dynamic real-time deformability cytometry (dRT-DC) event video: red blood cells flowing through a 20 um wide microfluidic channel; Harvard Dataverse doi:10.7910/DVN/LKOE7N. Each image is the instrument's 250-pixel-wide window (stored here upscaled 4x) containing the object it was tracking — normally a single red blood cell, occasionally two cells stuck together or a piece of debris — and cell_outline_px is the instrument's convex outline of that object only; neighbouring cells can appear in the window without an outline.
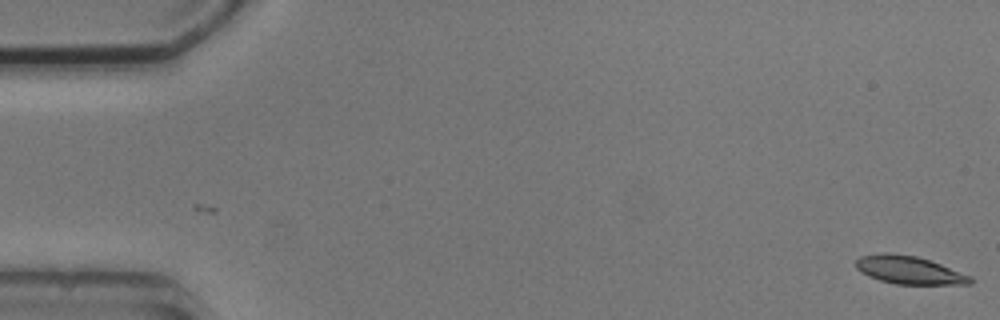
{"species": "common noctule bat (a hibernating species)", "species_latin": "Nyctalus noctula", "temperature_condition": "cold", "stored_images_in_passage": 2, "camera_frame_rate_fps": 3000, "um_per_image_px": 0.085, "animal": {"sex": "male", "body_mass_g": 20.5, "forearm_length_mm": 52.5}, "frame": {"image": 1, "passage_image": 2, "time_ms": 1.0, "image_size_px": [1000, 320], "cell_outline_px": [[972, 284], [896, 284], [880, 280], [868, 276], [860, 272], [856, 268], [856, 260], [860, 256], [884, 252], [888, 252], [916, 256], [940, 264], [972, 276]], "centroid_in_image_um": [77.25, 22.95], "position_along_channel_um": 7.7, "area_um2": 18.61}}